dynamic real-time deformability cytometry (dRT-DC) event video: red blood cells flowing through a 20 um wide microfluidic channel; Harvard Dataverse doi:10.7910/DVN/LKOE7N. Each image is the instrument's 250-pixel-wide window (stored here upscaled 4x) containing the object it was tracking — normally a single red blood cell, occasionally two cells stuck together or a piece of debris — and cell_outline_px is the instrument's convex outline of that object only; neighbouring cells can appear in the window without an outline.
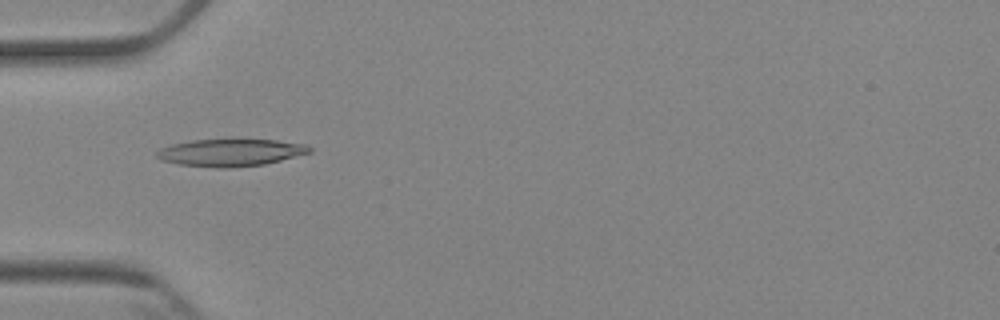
{"species": "Egyptian fruit bat (a non-hibernating species)", "species_latin": "Rousettus aegyptiacus", "temperature_condition": "cold", "stored_images_in_passage": 8, "camera_frame_rate_fps": 3000, "um_per_image_px": 0.085, "animal": {"sex": "female"}, "frame": {"image": 1, "passage_image": 5, "time_ms": 4.667, "image_size_px": [1000, 320], "cell_outline_px": [[312, 152], [264, 164], [228, 168], [220, 168], [180, 164], [160, 160], [156, 156], [156, 152], [160, 148], [172, 144], [192, 140], [232, 136], [276, 140], [304, 144], [312, 148]], "centroid_in_image_um": [19.59, 12.91], "position_along_channel_um": 65.4, "area_um2": 25.2}}
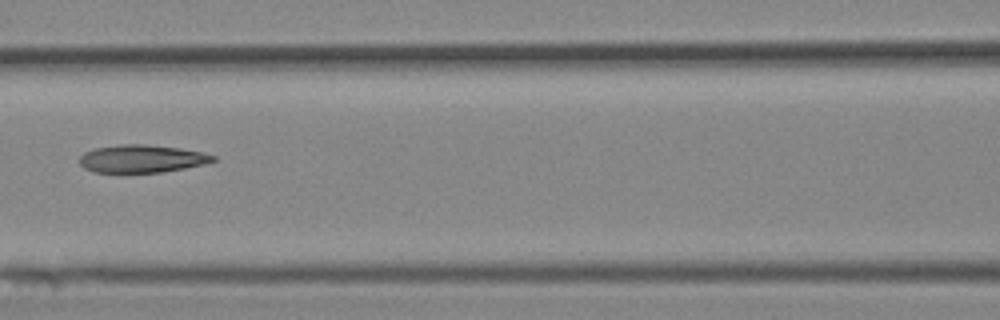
{"frame": {"image": 2, "passage_image": 7, "time_ms": 7.0, "image_size_px": [1000, 320], "cell_outline_px": [[216, 160], [204, 164], [184, 168], [160, 172], [92, 172], [84, 168], [80, 164], [80, 156], [84, 152], [96, 148], [124, 144], [144, 144], [180, 148], [200, 152], [216, 156]], "centroid_in_image_um": [12.04, 13.49], "position_along_channel_um": 154.6, "area_um2": 21.39}}
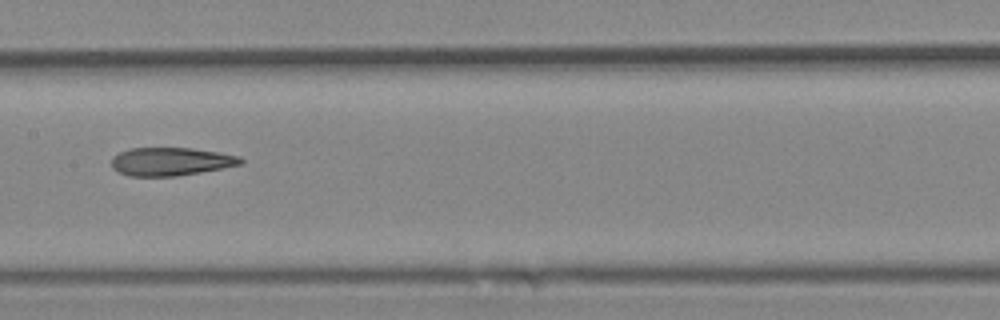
{"frame": {"image": 3, "passage_image": 8, "time_ms": 8.0, "image_size_px": [1000, 320], "cell_outline_px": [[244, 164], [200, 172], [176, 176], [128, 176], [112, 168], [112, 156], [128, 148], [192, 148], [240, 156], [244, 160]], "centroid_in_image_um": [14.52, 13.73], "position_along_channel_um": 192.9, "area_um2": 21.21}}